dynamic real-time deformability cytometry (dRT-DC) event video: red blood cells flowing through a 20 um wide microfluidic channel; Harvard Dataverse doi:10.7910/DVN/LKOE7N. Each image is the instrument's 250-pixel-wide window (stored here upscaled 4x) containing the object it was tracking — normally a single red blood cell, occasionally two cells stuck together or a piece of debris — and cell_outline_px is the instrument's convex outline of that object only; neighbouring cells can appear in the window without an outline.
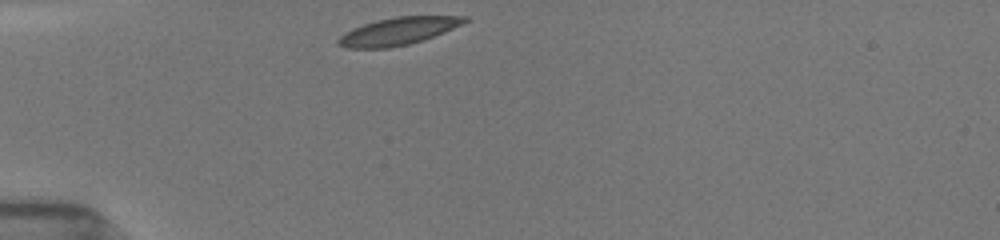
{"species": "common noctule bat (a hibernating species)", "species_latin": "Nyctalus noctula", "temperature_condition": "room temperature", "stored_images_in_passage": 1, "camera_frame_rate_fps": 3000, "um_per_image_px": 0.085, "animal": {"sex": "female", "body_mass_g": 19.5, "forearm_length_mm": 54.1}, "frame": {"image": 1, "passage_image": 1, "time_ms": 0.0, "image_size_px": [1000, 240], "cell_outline_px": [[468, 20], [444, 32], [424, 40], [408, 44], [388, 48], [348, 48], [336, 44], [336, 40], [344, 32], [352, 28], [364, 24], [396, 16], [468, 16]], "centroid_in_image_um": [33.8, 2.66], "position_along_channel_um": 51.2, "area_um2": 20.06}}